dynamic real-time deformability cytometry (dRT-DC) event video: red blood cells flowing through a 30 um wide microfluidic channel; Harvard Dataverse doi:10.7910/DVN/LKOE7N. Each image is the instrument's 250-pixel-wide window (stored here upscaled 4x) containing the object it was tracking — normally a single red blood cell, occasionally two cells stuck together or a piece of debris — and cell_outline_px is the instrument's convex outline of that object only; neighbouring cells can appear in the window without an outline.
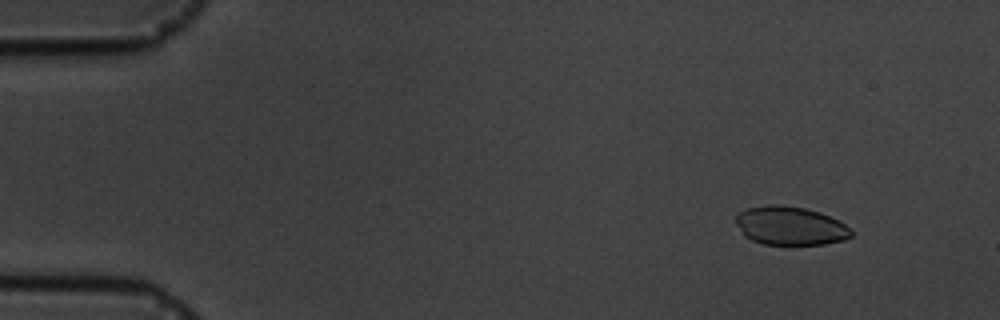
{"species": "common noctule bat (a hibernating species)", "species_latin": "Nyctalus noctula", "temperature_condition": "cold", "stored_images_in_passage": 5, "camera_frame_rate_fps": 3000, "um_per_image_px": 0.085, "animal": {"sex": "male", "body_mass_g": 19.5, "forearm_length_mm": 54.6}, "frame": {"image": 1, "passage_image": 1, "time_ms": 0.0, "image_size_px": [1000, 320], "cell_outline_px": [[852, 236], [844, 240], [824, 244], [764, 244], [752, 240], [744, 236], [736, 224], [736, 212], [748, 208], [768, 204], [780, 204], [804, 208], [820, 212], [844, 224], [852, 232]], "centroid_in_image_um": [67.12, 19.18], "position_along_channel_um": 17.9, "area_um2": 25.89}}
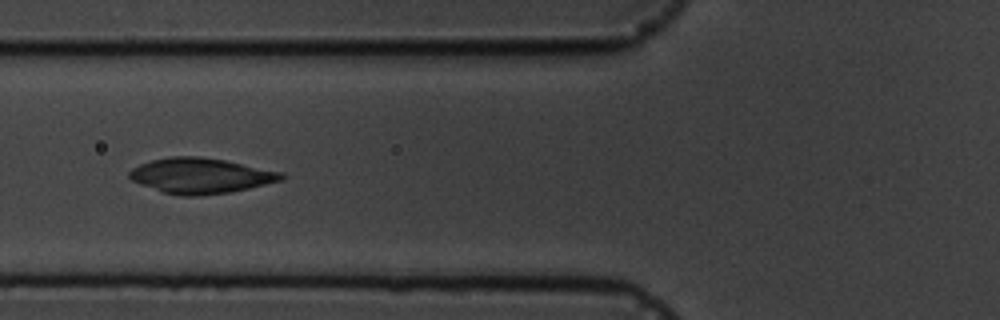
{"frame": {"image": 2, "passage_image": 5, "time_ms": 5.333, "image_size_px": [1000, 320], "cell_outline_px": [[288, 176], [284, 180], [232, 192], [196, 196], [180, 196], [164, 192], [140, 184], [132, 180], [128, 176], [128, 172], [132, 168], [140, 164], [152, 160], [172, 156], [200, 156], [224, 160], [284, 172]], "centroid_in_image_um": [17.1, 14.94], "position_along_channel_um": 108.7, "area_um2": 31.5}}